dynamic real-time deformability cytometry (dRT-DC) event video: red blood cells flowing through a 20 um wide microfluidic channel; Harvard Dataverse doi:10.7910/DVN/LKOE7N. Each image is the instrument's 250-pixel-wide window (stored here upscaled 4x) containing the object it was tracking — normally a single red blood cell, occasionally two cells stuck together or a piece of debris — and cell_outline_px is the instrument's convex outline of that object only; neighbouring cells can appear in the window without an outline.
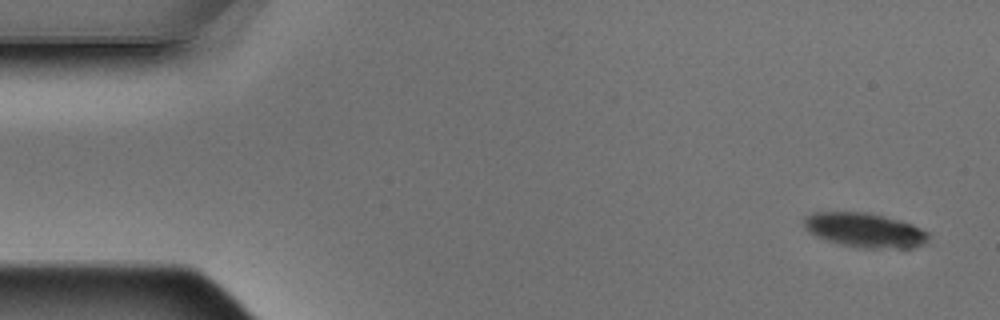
{"species": "Egyptian fruit bat (a non-hibernating species)", "species_latin": "Rousettus aegyptiacus", "temperature_condition": "warm", "stored_images_in_passage": 10, "camera_frame_rate_fps": 3000, "um_per_image_px": 0.085, "animal": {"sex": "male"}, "frame": {"image": 1, "passage_image": 1, "time_ms": 0.0, "image_size_px": [1000, 320], "cell_outline_px": [[932, 244], [908, 248], [856, 248], [840, 244], [816, 236], [808, 232], [804, 228], [804, 220], [812, 212], [864, 212], [904, 220], [924, 228], [932, 236]], "centroid_in_image_um": [73.64, 19.58], "position_along_channel_um": 11.4, "area_um2": 25.72}}
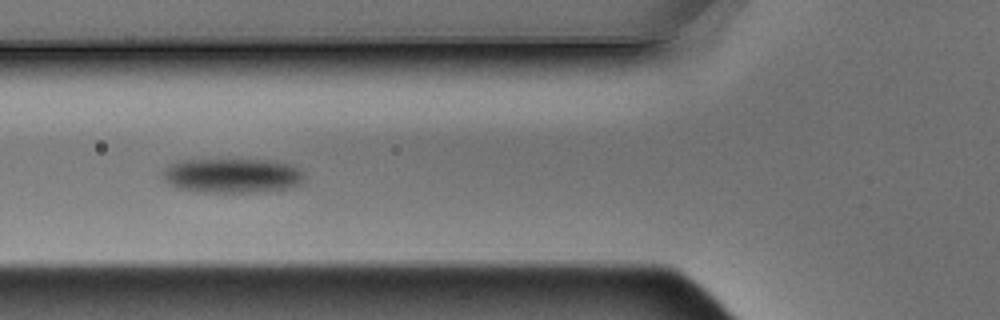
{"frame": {"image": 2, "passage_image": 6, "time_ms": 1.667, "image_size_px": [1000, 320], "cell_outline_px": [[304, 176], [300, 184], [284, 188], [256, 192], [196, 192], [176, 188], [168, 184], [164, 180], [164, 168], [168, 164], [180, 160], [228, 156], [276, 160], [292, 164], [300, 168], [304, 172]], "centroid_in_image_um": [19.71, 14.85], "position_along_channel_um": 106.1, "area_um2": 30.17}}
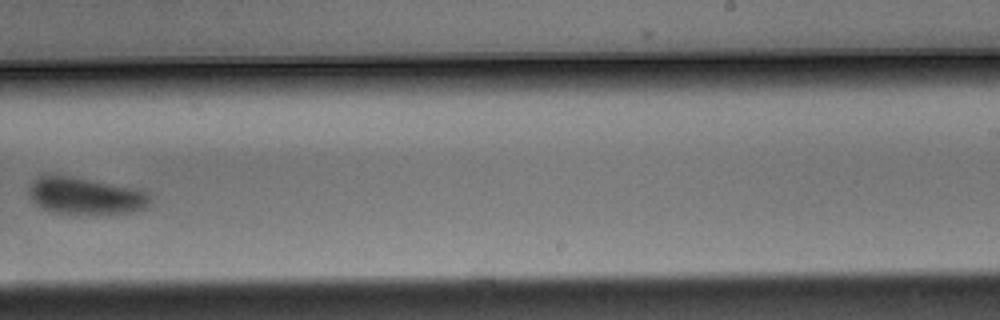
{"frame": {"image": 3, "passage_image": 10, "time_ms": 3.0, "image_size_px": [1000, 320], "cell_outline_px": [[152, 200], [144, 208], [128, 212], [56, 212], [44, 208], [36, 204], [28, 196], [28, 188], [40, 176], [68, 176], [140, 188], [148, 192]], "centroid_in_image_um": [7.31, 16.62], "position_along_channel_um": 281.7, "area_um2": 25.32}}